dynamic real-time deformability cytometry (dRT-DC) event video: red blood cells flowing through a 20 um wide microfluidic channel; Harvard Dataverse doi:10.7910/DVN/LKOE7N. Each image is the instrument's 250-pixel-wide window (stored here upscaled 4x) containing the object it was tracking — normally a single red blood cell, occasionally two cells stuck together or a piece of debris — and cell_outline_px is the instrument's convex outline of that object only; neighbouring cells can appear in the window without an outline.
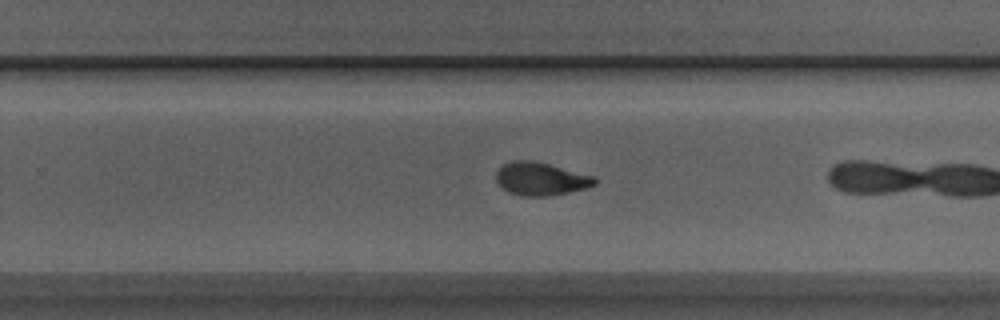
{"species": "Egyptian fruit bat (a non-hibernating species)", "species_latin": "Rousettus aegyptiacus", "temperature_condition": "room temperature", "stored_images_in_passage": 36, "camera_frame_rate_fps": 3000, "um_per_image_px": 0.085, "animal": {"sex": "male"}, "frame": {"image": 1, "passage_image": 16, "time_ms": 5.0, "image_size_px": [1000, 320], "cell_outline_px": [[596, 184], [588, 188], [548, 196], [524, 196], [508, 192], [496, 180], [496, 172], [504, 164], [512, 160], [532, 160], [596, 176]], "centroid_in_image_um": [45.99, 15.2], "position_along_channel_um": 283.8, "area_um2": 18.9}, "authors_computed_cell_mechanics": {"area_um2": 19.0451, "velocity_mm_per_s": 3.9564, "shape_relaxation_time_tau1_ms": 3.0157, "shape_relaxation_time_tau2_ms": 1.3506, "deformation_change_tau1": 0.1246, "deformation_change_tau2": 0.0555}}